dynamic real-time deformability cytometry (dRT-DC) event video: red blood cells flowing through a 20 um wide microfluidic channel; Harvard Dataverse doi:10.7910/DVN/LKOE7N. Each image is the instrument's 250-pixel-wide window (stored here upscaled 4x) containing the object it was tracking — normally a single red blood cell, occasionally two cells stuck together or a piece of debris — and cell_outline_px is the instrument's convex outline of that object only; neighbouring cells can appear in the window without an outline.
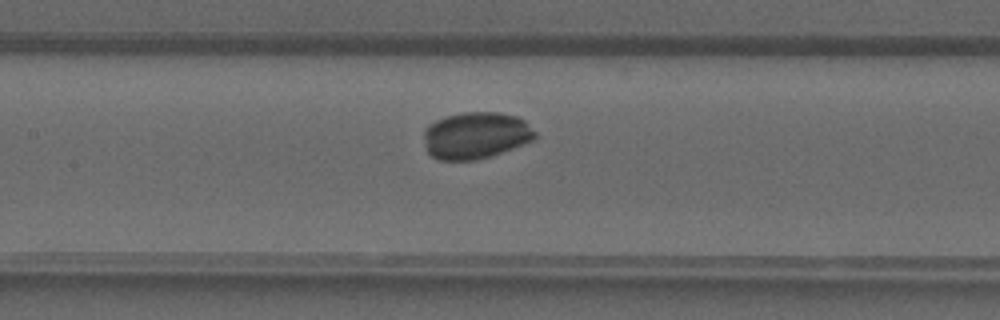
{"species": "common noctule bat (a hibernating species)", "species_latin": "Nyctalus noctula", "temperature_condition": "warm", "stored_images_in_passage": 40, "camera_frame_rate_fps": 3000, "um_per_image_px": 0.085, "animal": {"sex": "male", "forearm_length_mm": 52.5}, "frame": {"image": 1, "passage_image": 19, "time_ms": 6.0, "image_size_px": [1000, 320], "cell_outline_px": [[536, 140], [476, 160], [440, 160], [432, 156], [428, 152], [424, 136], [424, 128], [428, 124], [444, 116], [460, 112], [500, 112], [516, 116], [524, 120], [536, 132]], "centroid_in_image_um": [40.44, 11.49], "position_along_channel_um": 167.0, "area_um2": 30.4}}
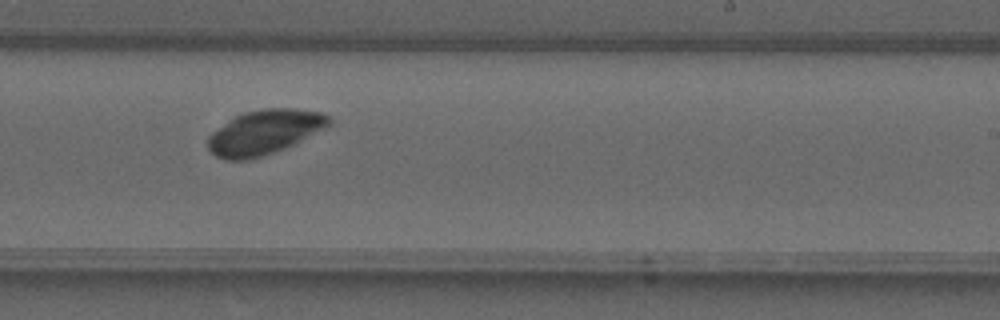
{"frame": {"image": 2, "passage_image": 25, "time_ms": 8.0, "image_size_px": [1000, 320], "cell_outline_px": [[332, 124], [284, 148], [248, 160], [224, 160], [216, 156], [208, 148], [208, 136], [212, 132], [236, 116], [244, 112], [260, 108], [296, 108], [324, 112], [332, 120]], "centroid_in_image_um": [22.48, 11.22], "position_along_channel_um": 266.5, "area_um2": 31.15}}
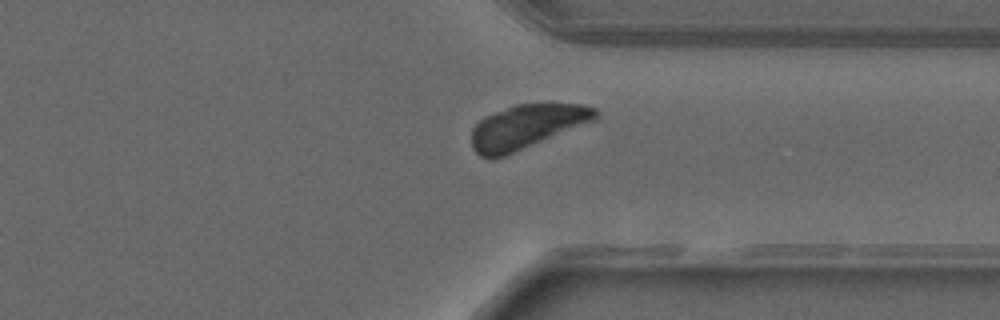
{"frame": {"image": 3, "passage_image": 31, "time_ms": 10.0, "image_size_px": [1000, 320], "cell_outline_px": [[600, 116], [596, 120], [504, 156], [480, 156], [472, 148], [472, 128], [484, 116], [516, 104], [584, 104], [596, 108], [600, 112]], "centroid_in_image_um": [44.81, 10.74], "position_along_channel_um": 366.6, "area_um2": 31.5}}